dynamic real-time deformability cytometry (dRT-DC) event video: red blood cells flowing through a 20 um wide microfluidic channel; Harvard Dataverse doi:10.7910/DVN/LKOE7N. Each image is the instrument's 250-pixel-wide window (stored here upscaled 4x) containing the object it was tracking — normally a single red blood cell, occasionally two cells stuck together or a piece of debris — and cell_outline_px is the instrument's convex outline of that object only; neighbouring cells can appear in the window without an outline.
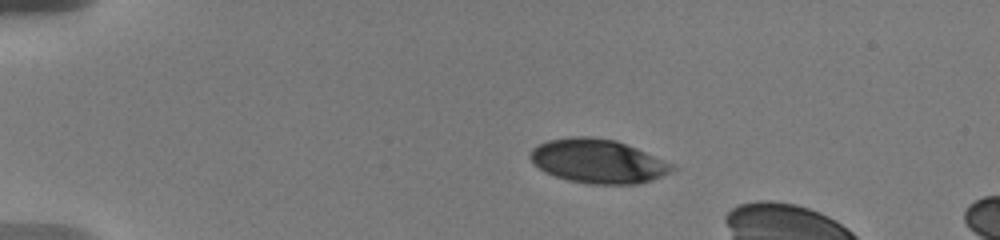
{"species": "human", "species_latin": "Homo sapiens", "temperature_condition": "warm", "stored_images_in_passage": 7, "camera_frame_rate_fps": 3000, "um_per_image_px": 0.085, "donor": {"sex": "male"}, "frame": {"image": 1, "passage_image": 1, "time_ms": 0.0, "image_size_px": [1000, 240], "cell_outline_px": [[676, 168], [672, 172], [652, 180], [640, 184], [588, 184], [568, 180], [544, 172], [528, 156], [528, 152], [532, 148], [548, 140], [572, 136], [588, 136], [616, 140], [676, 164]], "centroid_in_image_um": [50.86, 13.7], "position_along_channel_um": 34.1, "area_um2": 36.59}}
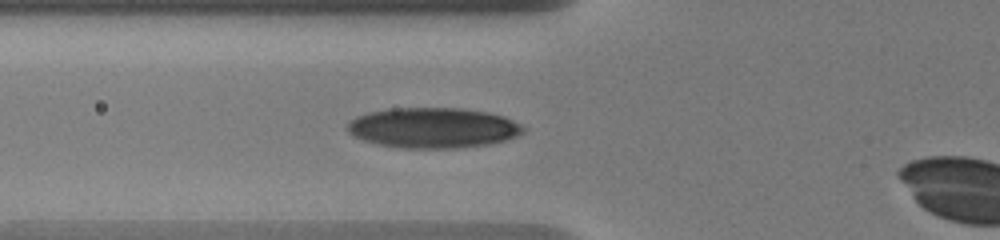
{"frame": {"image": 2, "passage_image": 6, "time_ms": 3.333, "image_size_px": [1000, 240], "cell_outline_px": [[524, 132], [520, 136], [488, 144], [460, 148], [404, 148], [380, 144], [364, 140], [352, 136], [348, 132], [348, 124], [356, 116], [368, 112], [392, 108], [464, 108], [488, 112], [504, 116], [524, 124]], "centroid_in_image_um": [36.87, 10.86], "position_along_channel_um": 88.9, "area_um2": 41.56}}